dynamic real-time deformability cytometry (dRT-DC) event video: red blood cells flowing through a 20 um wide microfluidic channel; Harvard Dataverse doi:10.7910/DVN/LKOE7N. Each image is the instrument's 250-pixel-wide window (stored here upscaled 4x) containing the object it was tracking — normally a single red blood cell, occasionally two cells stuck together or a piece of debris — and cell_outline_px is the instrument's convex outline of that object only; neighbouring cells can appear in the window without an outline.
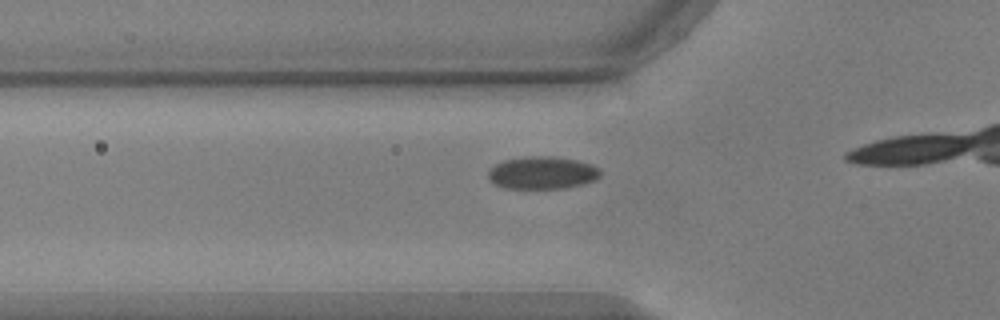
{"species": "common noctule bat (a hibernating species)", "species_latin": "Nyctalus noctula", "temperature_condition": "warm", "stored_images_in_passage": 7, "camera_frame_rate_fps": 3000, "um_per_image_px": 0.085, "animal": {"sex": "male", "body_mass_g": 17.9, "forearm_length_mm": 54.2}, "frame": {"image": 1, "passage_image": 6, "time_ms": 1.667, "image_size_px": [1000, 320], "cell_outline_px": [[600, 176], [596, 180], [584, 184], [568, 188], [504, 188], [488, 180], [488, 172], [496, 164], [504, 160], [528, 156], [552, 156], [576, 160], [592, 164], [600, 168]], "centroid_in_image_um": [46.13, 14.69], "position_along_channel_um": 79.7, "area_um2": 21.39}}